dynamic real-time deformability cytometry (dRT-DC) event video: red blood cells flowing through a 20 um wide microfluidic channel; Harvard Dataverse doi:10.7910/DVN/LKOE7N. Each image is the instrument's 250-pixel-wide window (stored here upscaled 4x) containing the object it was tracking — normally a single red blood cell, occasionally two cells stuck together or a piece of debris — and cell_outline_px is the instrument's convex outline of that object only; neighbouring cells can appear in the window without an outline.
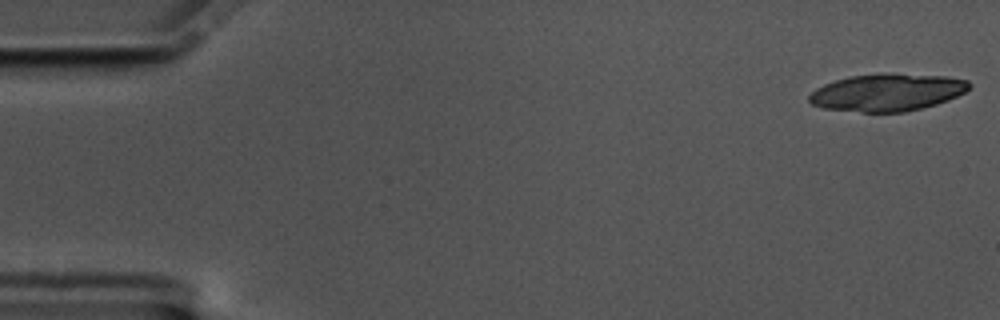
{"species": "common noctule bat (a hibernating species)", "species_latin": "Nyctalus noctula", "temperature_condition": "cold", "stored_images_in_passage": 18, "camera_frame_rate_fps": 3000, "um_per_image_px": 0.085, "animal": {"sex": "male", "body_mass_g": 17.5, "forearm_length_mm": 52.3}, "frame": {"image": 1, "passage_image": 1, "time_ms": 0.0, "image_size_px": [1000, 320], "cell_outline_px": [[972, 84], [964, 92], [948, 100], [936, 104], [904, 112], [860, 112], [824, 108], [812, 104], [808, 100], [808, 96], [816, 88], [824, 84], [848, 76], [880, 72], [888, 72], [948, 76], [968, 80]], "centroid_in_image_um": [75.41, 7.83], "position_along_channel_um": 9.6, "area_um2": 35.2}}